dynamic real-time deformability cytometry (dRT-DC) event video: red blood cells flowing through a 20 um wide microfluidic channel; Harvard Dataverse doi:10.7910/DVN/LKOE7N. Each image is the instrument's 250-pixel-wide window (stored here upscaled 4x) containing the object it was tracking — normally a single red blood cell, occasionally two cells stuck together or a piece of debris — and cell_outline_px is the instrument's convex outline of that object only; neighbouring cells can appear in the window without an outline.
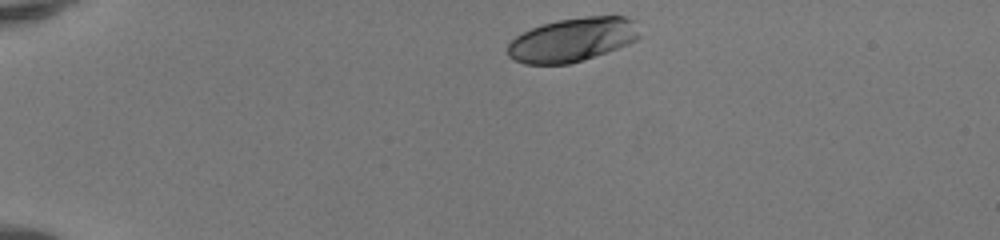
{"species": "human", "species_latin": "Homo sapiens", "temperature_condition": "room temperature", "stored_images_in_passage": 38, "camera_frame_rate_fps": 3000, "um_per_image_px": 0.085, "donor": {"sex": "female"}, "frame": {"image": 1, "passage_image": 1, "time_ms": 0.0, "image_size_px": [1000, 240], "cell_outline_px": [[640, 36], [636, 40], [628, 44], [568, 64], [524, 64], [508, 56], [508, 44], [516, 36], [532, 28], [544, 24], [560, 20], [588, 16], [624, 16], [632, 20]], "centroid_in_image_um": [48.63, 3.38], "position_along_channel_um": 36.4, "area_um2": 32.95}}
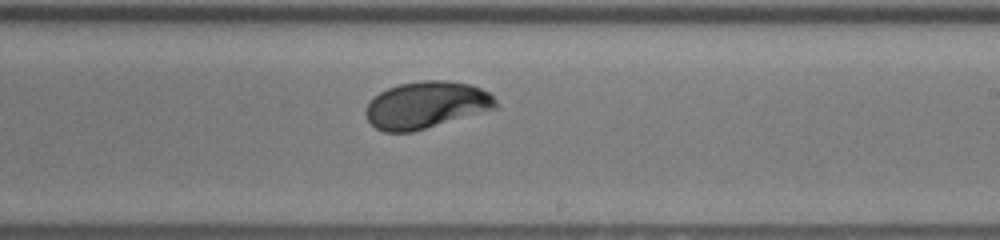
{"frame": {"image": 2, "passage_image": 22, "time_ms": 7.0, "image_size_px": [1000, 240], "cell_outline_px": [[496, 108], [412, 132], [384, 132], [376, 128], [368, 120], [368, 104], [380, 92], [388, 88], [400, 84], [424, 80], [444, 80], [468, 84], [480, 88], [488, 92], [496, 100]], "centroid_in_image_um": [36.24, 8.92], "position_along_channel_um": 252.8, "area_um2": 34.85}}
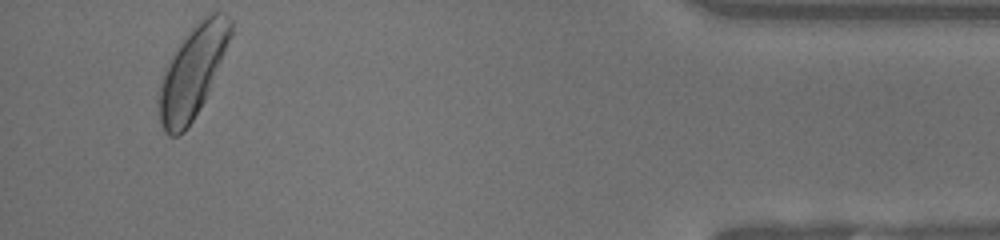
{"frame": {"image": 3, "passage_image": 38, "time_ms": 12.333, "image_size_px": [1000, 240], "cell_outline_px": [[232, 36], [204, 100], [192, 120], [184, 132], [176, 136], [168, 136], [164, 132], [160, 120], [156, 100], [160, 80], [164, 68], [172, 52], [180, 40], [204, 16], [212, 12], [224, 12], [232, 20]], "centroid_in_image_um": [16.32, 6.09], "position_along_channel_um": 418.9, "area_um2": 38.38}, "authors_computed_cell_mechanics": {"area_um2": 34.5933, "velocity_mm_per_s": 4.1151, "shape_relaxation_time_tau1_ms": 3.8159, "shape_relaxation_time_tau2_ms": 0.455, "deformation_change_tau1": 0.1863, "deformation_change_tau2": 0.0429}}